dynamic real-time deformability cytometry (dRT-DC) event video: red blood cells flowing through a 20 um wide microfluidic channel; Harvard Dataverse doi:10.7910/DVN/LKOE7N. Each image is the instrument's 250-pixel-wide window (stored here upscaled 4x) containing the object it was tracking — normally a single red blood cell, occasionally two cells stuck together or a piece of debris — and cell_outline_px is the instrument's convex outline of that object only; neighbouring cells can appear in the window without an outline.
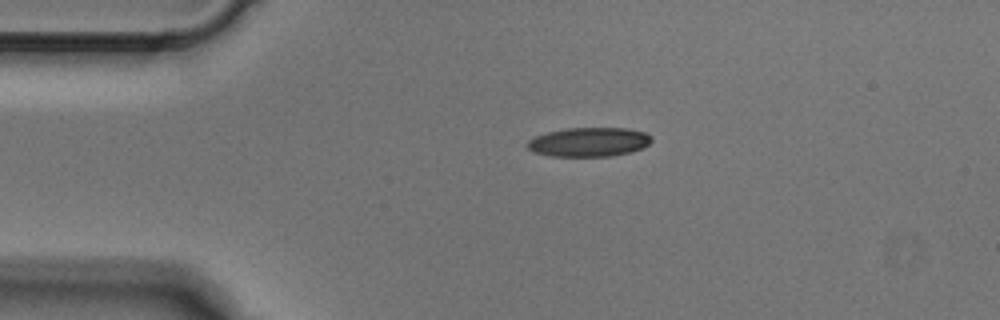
{"species": "Egyptian fruit bat (a non-hibernating species)", "species_latin": "Rousettus aegyptiacus", "temperature_condition": "cold", "stored_images_in_passage": 2, "camera_frame_rate_fps": 3000, "um_per_image_px": 0.085, "animal": {"sex": "male"}, "frame": {"image": 1, "passage_image": 1, "time_ms": 0.0, "image_size_px": [1000, 320], "cell_outline_px": [[652, 140], [644, 148], [612, 156], [548, 156], [536, 152], [528, 148], [524, 144], [528, 140], [536, 136], [548, 132], [564, 128], [628, 128], [644, 132], [652, 136]], "centroid_in_image_um": [50.06, 12.07], "position_along_channel_um": 34.9, "area_um2": 21.15}}